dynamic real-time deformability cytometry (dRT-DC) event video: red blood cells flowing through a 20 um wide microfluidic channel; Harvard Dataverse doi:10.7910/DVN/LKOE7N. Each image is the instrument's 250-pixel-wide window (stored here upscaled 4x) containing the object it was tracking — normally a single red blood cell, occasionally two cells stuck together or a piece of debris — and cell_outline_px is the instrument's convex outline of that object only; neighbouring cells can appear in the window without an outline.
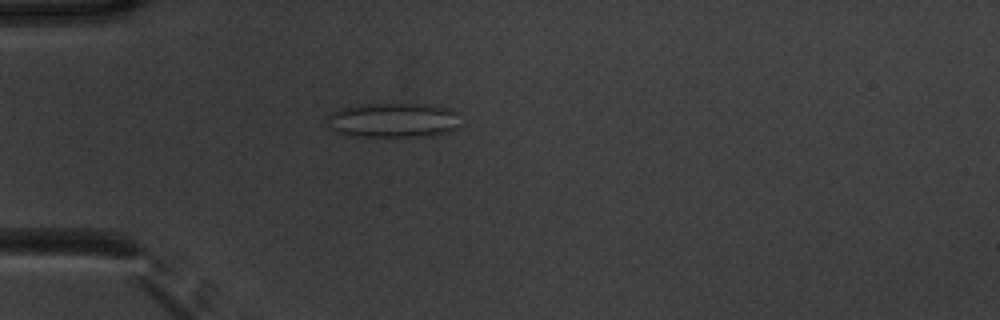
{"species": "common noctule bat (a hibernating species)", "species_latin": "Nyctalus noctula", "temperature_condition": "warm", "stored_images_in_passage": 53, "camera_frame_rate_fps": 3000, "um_per_image_px": 0.085, "animal": {"sex": "male", "body_mass_g": 20.1, "forearm_length_mm": 53.5}, "frame": {"image": 1, "passage_image": 16, "time_ms": 5.0, "image_size_px": [1000, 320], "cell_outline_px": [[456, 128], [452, 132], [432, 136], [356, 136], [336, 132], [328, 128], [328, 116], [332, 112], [340, 108], [360, 104], [432, 104], [448, 108], [456, 112]], "centroid_in_image_um": [33.4, 10.21], "position_along_channel_um": 51.6, "area_um2": 26.99}}
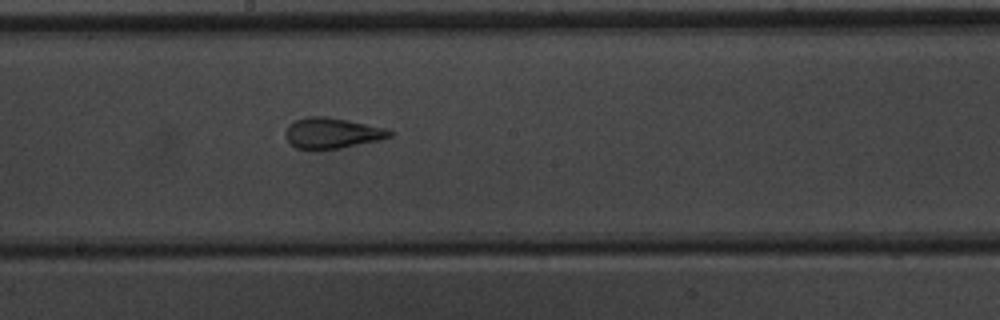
{"frame": {"image": 2, "passage_image": 30, "time_ms": 9.667, "image_size_px": [1000, 320], "cell_outline_px": [[396, 132], [392, 136], [380, 140], [340, 148], [296, 148], [284, 136], [284, 132], [288, 124], [296, 120], [308, 116], [328, 116], [388, 128]], "centroid_in_image_um": [28.27, 11.28], "position_along_channel_um": 219.9, "area_um2": 18.67}}
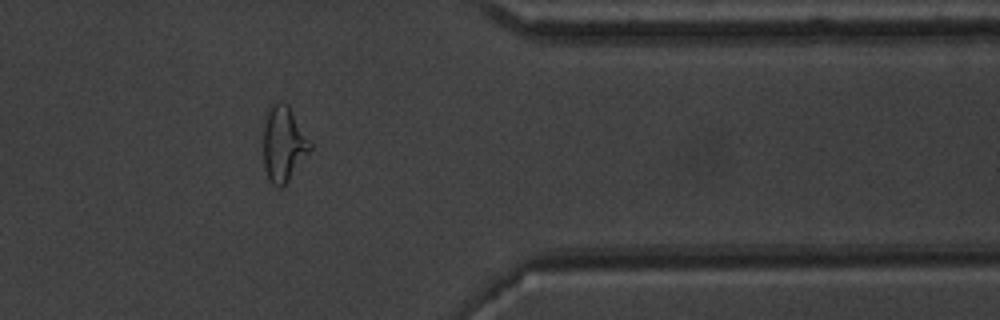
{"frame": {"image": 3, "passage_image": 44, "time_ms": 14.333, "image_size_px": [1000, 320], "cell_outline_px": [[312, 148], [288, 180], [280, 188], [272, 184], [264, 168], [264, 124], [268, 104], [288, 104], [312, 144]], "centroid_in_image_um": [24.09, 12.22], "position_along_channel_um": 387.3, "area_um2": 20.17}, "authors_computed_cell_mechanics": {"area_um2": 21.2126, "velocity_mm_per_s": 3.8697, "shape_relaxation_time_tau1_ms": null, "shape_relaxation_time_tau2_ms": 1.2041, "deformation_change_tau1": null, "deformation_change_tau2": 0.1024}}